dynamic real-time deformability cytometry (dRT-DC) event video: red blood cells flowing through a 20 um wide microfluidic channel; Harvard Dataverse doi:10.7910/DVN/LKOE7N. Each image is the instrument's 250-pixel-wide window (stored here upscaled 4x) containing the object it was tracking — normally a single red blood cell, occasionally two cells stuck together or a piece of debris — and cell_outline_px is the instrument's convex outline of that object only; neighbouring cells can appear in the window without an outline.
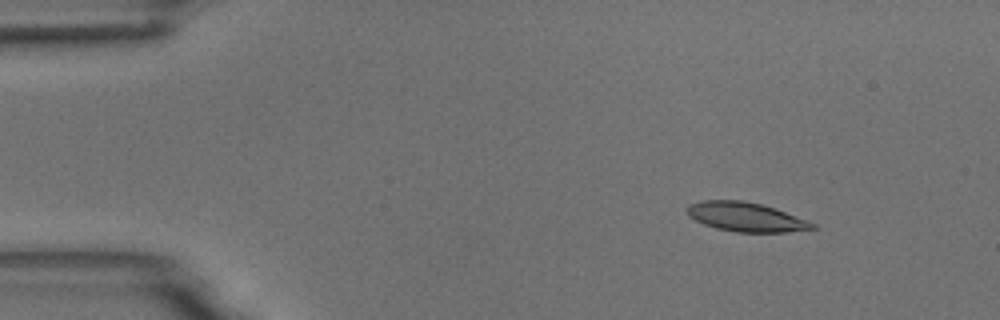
{"species": "common noctule bat (a hibernating species)", "species_latin": "Nyctalus noctula", "temperature_condition": "room temperature", "stored_images_in_passage": 5, "camera_frame_rate_fps": 3000, "um_per_image_px": 0.085, "animal": {"sex": "male", "body_mass_g": 18.8}, "frame": {"image": 1, "passage_image": 1, "time_ms": 0.0, "image_size_px": [1000, 320], "cell_outline_px": [[816, 228], [788, 232], [736, 232], [716, 228], [704, 224], [688, 216], [684, 208], [692, 204], [704, 200], [740, 200], [760, 204], [784, 212], [816, 224]], "centroid_in_image_um": [63.35, 18.45], "position_along_channel_um": 21.7, "area_um2": 20.98}}
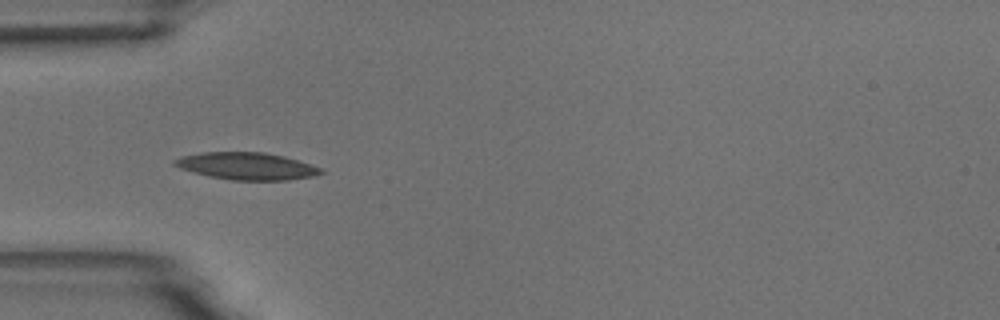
{"frame": {"image": 2, "passage_image": 4, "time_ms": 3.333, "image_size_px": [1000, 320], "cell_outline_px": [[324, 172], [312, 176], [288, 180], [232, 180], [208, 176], [180, 168], [172, 164], [172, 160], [180, 156], [200, 152], [264, 152], [284, 156], [320, 168]], "centroid_in_image_um": [20.9, 14.11], "position_along_channel_um": 64.1, "area_um2": 23.06}}